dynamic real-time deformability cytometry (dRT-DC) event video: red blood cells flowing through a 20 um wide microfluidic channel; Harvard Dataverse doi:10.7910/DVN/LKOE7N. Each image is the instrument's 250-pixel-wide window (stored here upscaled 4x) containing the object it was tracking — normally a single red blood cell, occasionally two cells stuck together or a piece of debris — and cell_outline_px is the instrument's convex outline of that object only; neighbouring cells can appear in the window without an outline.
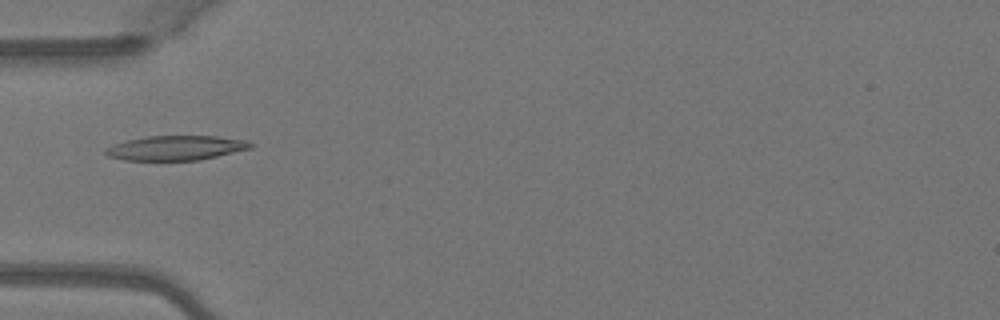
{"species": "Egyptian fruit bat (a non-hibernating species)", "species_latin": "Rousettus aegyptiacus", "temperature_condition": "warm", "stored_images_in_passage": 5, "camera_frame_rate_fps": 3000, "um_per_image_px": 0.085, "animal": {"sex": "female"}, "frame": {"image": 1, "passage_image": 4, "time_ms": 1.0, "image_size_px": [1000, 320], "cell_outline_px": [[252, 148], [200, 160], [124, 160], [108, 156], [104, 152], [104, 148], [112, 144], [128, 140], [148, 136], [216, 136], [248, 140], [252, 144]], "centroid_in_image_um": [14.94, 12.57], "position_along_channel_um": 70.1, "area_um2": 20.81}}
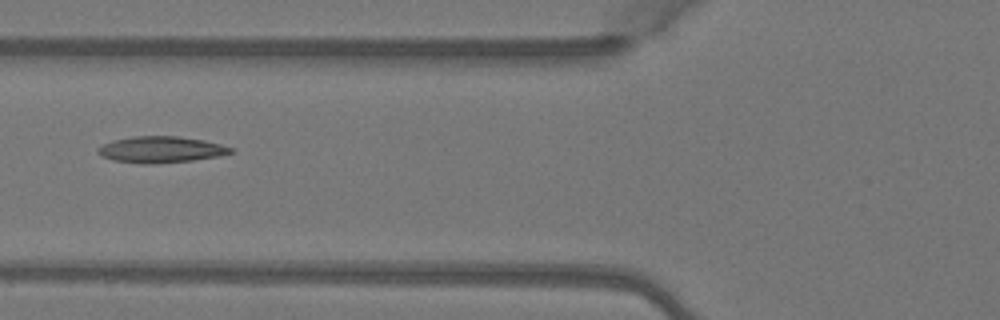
{"frame": {"image": 2, "passage_image": 5, "time_ms": 1.333, "image_size_px": [1000, 320], "cell_outline_px": [[236, 152], [220, 156], [192, 160], [152, 164], [140, 164], [112, 160], [96, 152], [96, 148], [112, 140], [132, 136], [176, 136], [204, 140], [236, 148]], "centroid_in_image_um": [13.71, 12.71], "position_along_channel_um": 112.1, "area_um2": 20.58}}